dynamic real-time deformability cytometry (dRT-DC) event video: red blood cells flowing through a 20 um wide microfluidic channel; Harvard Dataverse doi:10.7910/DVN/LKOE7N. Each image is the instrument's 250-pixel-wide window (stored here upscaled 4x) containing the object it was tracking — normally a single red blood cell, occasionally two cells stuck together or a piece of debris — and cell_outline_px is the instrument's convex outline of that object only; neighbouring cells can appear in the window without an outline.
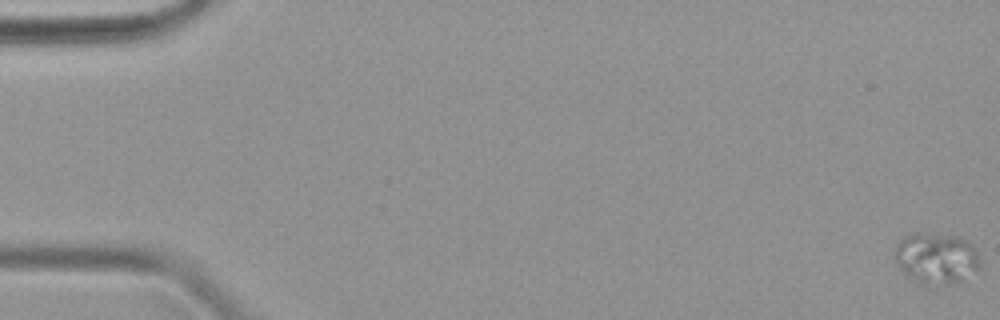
{"species": "common noctule bat (a hibernating species)", "species_latin": "Nyctalus noctula", "temperature_condition": "warm", "stored_images_in_passage": 51, "segment_of_instrument_passage": [1, 2], "camera_frame_rate_fps": 3000, "um_per_image_px": 0.085, "animal": {"sex": "female", "body_mass_g": 19.9}, "frame": {"image": 1, "passage_image": 1, "time_ms": 0.0, "image_size_px": [1000, 320], "cell_outline_px": [[980, 268], [956, 284], [936, 288], [924, 288], [916, 284], [896, 264], [896, 244], [904, 236], [916, 232], [920, 232], [960, 236], [968, 240], [972, 244], [980, 260]], "centroid_in_image_um": [79.59, 22.01], "position_along_channel_um": 5.4, "area_um2": 26.47}}